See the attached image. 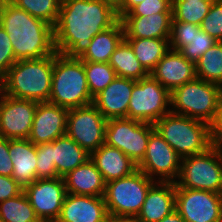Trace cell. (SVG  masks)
<instances>
[{"label":"cell","mask_w":222,"mask_h":222,"mask_svg":"<svg viewBox=\"0 0 222 222\" xmlns=\"http://www.w3.org/2000/svg\"><path fill=\"white\" fill-rule=\"evenodd\" d=\"M119 20L116 3L110 0H62L53 26L56 52L80 58L96 34Z\"/></svg>","instance_id":"obj_1"},{"label":"cell","mask_w":222,"mask_h":222,"mask_svg":"<svg viewBox=\"0 0 222 222\" xmlns=\"http://www.w3.org/2000/svg\"><path fill=\"white\" fill-rule=\"evenodd\" d=\"M0 25L8 33L16 61L40 59L56 53L53 26L31 16L10 0L2 3Z\"/></svg>","instance_id":"obj_2"},{"label":"cell","mask_w":222,"mask_h":222,"mask_svg":"<svg viewBox=\"0 0 222 222\" xmlns=\"http://www.w3.org/2000/svg\"><path fill=\"white\" fill-rule=\"evenodd\" d=\"M53 66L54 54L16 61L0 80V91L14 98L49 102Z\"/></svg>","instance_id":"obj_3"},{"label":"cell","mask_w":222,"mask_h":222,"mask_svg":"<svg viewBox=\"0 0 222 222\" xmlns=\"http://www.w3.org/2000/svg\"><path fill=\"white\" fill-rule=\"evenodd\" d=\"M49 102L68 110L93 103L80 58L54 54Z\"/></svg>","instance_id":"obj_4"},{"label":"cell","mask_w":222,"mask_h":222,"mask_svg":"<svg viewBox=\"0 0 222 222\" xmlns=\"http://www.w3.org/2000/svg\"><path fill=\"white\" fill-rule=\"evenodd\" d=\"M154 127L181 158L203 153L211 147L209 124L201 120L170 112Z\"/></svg>","instance_id":"obj_5"},{"label":"cell","mask_w":222,"mask_h":222,"mask_svg":"<svg viewBox=\"0 0 222 222\" xmlns=\"http://www.w3.org/2000/svg\"><path fill=\"white\" fill-rule=\"evenodd\" d=\"M222 98V86L195 78L171 92V112L210 123Z\"/></svg>","instance_id":"obj_6"},{"label":"cell","mask_w":222,"mask_h":222,"mask_svg":"<svg viewBox=\"0 0 222 222\" xmlns=\"http://www.w3.org/2000/svg\"><path fill=\"white\" fill-rule=\"evenodd\" d=\"M154 183L139 169L126 177L106 183L103 197L110 219L136 218Z\"/></svg>","instance_id":"obj_7"},{"label":"cell","mask_w":222,"mask_h":222,"mask_svg":"<svg viewBox=\"0 0 222 222\" xmlns=\"http://www.w3.org/2000/svg\"><path fill=\"white\" fill-rule=\"evenodd\" d=\"M175 187L222 193V152L211 146L182 158Z\"/></svg>","instance_id":"obj_8"},{"label":"cell","mask_w":222,"mask_h":222,"mask_svg":"<svg viewBox=\"0 0 222 222\" xmlns=\"http://www.w3.org/2000/svg\"><path fill=\"white\" fill-rule=\"evenodd\" d=\"M171 112V93L151 74L137 80L128 105V119L155 124Z\"/></svg>","instance_id":"obj_9"},{"label":"cell","mask_w":222,"mask_h":222,"mask_svg":"<svg viewBox=\"0 0 222 222\" xmlns=\"http://www.w3.org/2000/svg\"><path fill=\"white\" fill-rule=\"evenodd\" d=\"M154 124L128 118L107 120L105 143L121 150L136 165L144 158Z\"/></svg>","instance_id":"obj_10"},{"label":"cell","mask_w":222,"mask_h":222,"mask_svg":"<svg viewBox=\"0 0 222 222\" xmlns=\"http://www.w3.org/2000/svg\"><path fill=\"white\" fill-rule=\"evenodd\" d=\"M107 119L93 103L68 110L66 135L89 154L105 143Z\"/></svg>","instance_id":"obj_11"},{"label":"cell","mask_w":222,"mask_h":222,"mask_svg":"<svg viewBox=\"0 0 222 222\" xmlns=\"http://www.w3.org/2000/svg\"><path fill=\"white\" fill-rule=\"evenodd\" d=\"M181 161V156L155 129L150 134L146 154L137 169L155 182L175 183L180 174Z\"/></svg>","instance_id":"obj_12"},{"label":"cell","mask_w":222,"mask_h":222,"mask_svg":"<svg viewBox=\"0 0 222 222\" xmlns=\"http://www.w3.org/2000/svg\"><path fill=\"white\" fill-rule=\"evenodd\" d=\"M175 210L185 222H222V193L175 187Z\"/></svg>","instance_id":"obj_13"},{"label":"cell","mask_w":222,"mask_h":222,"mask_svg":"<svg viewBox=\"0 0 222 222\" xmlns=\"http://www.w3.org/2000/svg\"><path fill=\"white\" fill-rule=\"evenodd\" d=\"M41 222H56L67 195L63 177L37 179L23 189Z\"/></svg>","instance_id":"obj_14"},{"label":"cell","mask_w":222,"mask_h":222,"mask_svg":"<svg viewBox=\"0 0 222 222\" xmlns=\"http://www.w3.org/2000/svg\"><path fill=\"white\" fill-rule=\"evenodd\" d=\"M38 102L14 98L0 91V137L28 139Z\"/></svg>","instance_id":"obj_15"},{"label":"cell","mask_w":222,"mask_h":222,"mask_svg":"<svg viewBox=\"0 0 222 222\" xmlns=\"http://www.w3.org/2000/svg\"><path fill=\"white\" fill-rule=\"evenodd\" d=\"M68 109L50 102L38 103L28 140L34 145L51 143L66 135Z\"/></svg>","instance_id":"obj_16"},{"label":"cell","mask_w":222,"mask_h":222,"mask_svg":"<svg viewBox=\"0 0 222 222\" xmlns=\"http://www.w3.org/2000/svg\"><path fill=\"white\" fill-rule=\"evenodd\" d=\"M109 220L103 196L67 193L56 222H108Z\"/></svg>","instance_id":"obj_17"},{"label":"cell","mask_w":222,"mask_h":222,"mask_svg":"<svg viewBox=\"0 0 222 222\" xmlns=\"http://www.w3.org/2000/svg\"><path fill=\"white\" fill-rule=\"evenodd\" d=\"M136 80L117 76L93 98V104L107 119L128 118V105Z\"/></svg>","instance_id":"obj_18"},{"label":"cell","mask_w":222,"mask_h":222,"mask_svg":"<svg viewBox=\"0 0 222 222\" xmlns=\"http://www.w3.org/2000/svg\"><path fill=\"white\" fill-rule=\"evenodd\" d=\"M150 74L171 93L196 78L195 63L170 49Z\"/></svg>","instance_id":"obj_19"},{"label":"cell","mask_w":222,"mask_h":222,"mask_svg":"<svg viewBox=\"0 0 222 222\" xmlns=\"http://www.w3.org/2000/svg\"><path fill=\"white\" fill-rule=\"evenodd\" d=\"M173 12L149 16H122L125 38L169 39Z\"/></svg>","instance_id":"obj_20"},{"label":"cell","mask_w":222,"mask_h":222,"mask_svg":"<svg viewBox=\"0 0 222 222\" xmlns=\"http://www.w3.org/2000/svg\"><path fill=\"white\" fill-rule=\"evenodd\" d=\"M175 210V183L155 182L148 190L136 219L141 222H159Z\"/></svg>","instance_id":"obj_21"},{"label":"cell","mask_w":222,"mask_h":222,"mask_svg":"<svg viewBox=\"0 0 222 222\" xmlns=\"http://www.w3.org/2000/svg\"><path fill=\"white\" fill-rule=\"evenodd\" d=\"M105 183L120 179L137 170V165L121 150L106 143L90 154Z\"/></svg>","instance_id":"obj_22"},{"label":"cell","mask_w":222,"mask_h":222,"mask_svg":"<svg viewBox=\"0 0 222 222\" xmlns=\"http://www.w3.org/2000/svg\"><path fill=\"white\" fill-rule=\"evenodd\" d=\"M9 154L13 164L12 178L23 189L37 180L36 145L28 139H9Z\"/></svg>","instance_id":"obj_23"},{"label":"cell","mask_w":222,"mask_h":222,"mask_svg":"<svg viewBox=\"0 0 222 222\" xmlns=\"http://www.w3.org/2000/svg\"><path fill=\"white\" fill-rule=\"evenodd\" d=\"M64 181L67 193L104 196L106 183L91 159L70 171Z\"/></svg>","instance_id":"obj_24"},{"label":"cell","mask_w":222,"mask_h":222,"mask_svg":"<svg viewBox=\"0 0 222 222\" xmlns=\"http://www.w3.org/2000/svg\"><path fill=\"white\" fill-rule=\"evenodd\" d=\"M51 164H55L59 177L90 159V154L67 135L58 137L50 143Z\"/></svg>","instance_id":"obj_25"},{"label":"cell","mask_w":222,"mask_h":222,"mask_svg":"<svg viewBox=\"0 0 222 222\" xmlns=\"http://www.w3.org/2000/svg\"><path fill=\"white\" fill-rule=\"evenodd\" d=\"M124 38L123 25L119 20L113 27L96 34L80 59L88 62L108 63L112 53Z\"/></svg>","instance_id":"obj_26"},{"label":"cell","mask_w":222,"mask_h":222,"mask_svg":"<svg viewBox=\"0 0 222 222\" xmlns=\"http://www.w3.org/2000/svg\"><path fill=\"white\" fill-rule=\"evenodd\" d=\"M131 46L136 58L150 74L157 63L170 50L169 39L124 38Z\"/></svg>","instance_id":"obj_27"},{"label":"cell","mask_w":222,"mask_h":222,"mask_svg":"<svg viewBox=\"0 0 222 222\" xmlns=\"http://www.w3.org/2000/svg\"><path fill=\"white\" fill-rule=\"evenodd\" d=\"M108 63L119 77L137 81L149 75L125 39L114 50Z\"/></svg>","instance_id":"obj_28"},{"label":"cell","mask_w":222,"mask_h":222,"mask_svg":"<svg viewBox=\"0 0 222 222\" xmlns=\"http://www.w3.org/2000/svg\"><path fill=\"white\" fill-rule=\"evenodd\" d=\"M196 78L222 86V42L217 41L195 63Z\"/></svg>","instance_id":"obj_29"},{"label":"cell","mask_w":222,"mask_h":222,"mask_svg":"<svg viewBox=\"0 0 222 222\" xmlns=\"http://www.w3.org/2000/svg\"><path fill=\"white\" fill-rule=\"evenodd\" d=\"M0 220L4 222H41L25 193L0 202Z\"/></svg>","instance_id":"obj_30"},{"label":"cell","mask_w":222,"mask_h":222,"mask_svg":"<svg viewBox=\"0 0 222 222\" xmlns=\"http://www.w3.org/2000/svg\"><path fill=\"white\" fill-rule=\"evenodd\" d=\"M90 95L94 98L104 90L116 77L109 63L83 61Z\"/></svg>","instance_id":"obj_31"},{"label":"cell","mask_w":222,"mask_h":222,"mask_svg":"<svg viewBox=\"0 0 222 222\" xmlns=\"http://www.w3.org/2000/svg\"><path fill=\"white\" fill-rule=\"evenodd\" d=\"M213 1H172L173 20L200 25Z\"/></svg>","instance_id":"obj_32"},{"label":"cell","mask_w":222,"mask_h":222,"mask_svg":"<svg viewBox=\"0 0 222 222\" xmlns=\"http://www.w3.org/2000/svg\"><path fill=\"white\" fill-rule=\"evenodd\" d=\"M18 8L54 26L58 19L62 0H10Z\"/></svg>","instance_id":"obj_33"},{"label":"cell","mask_w":222,"mask_h":222,"mask_svg":"<svg viewBox=\"0 0 222 222\" xmlns=\"http://www.w3.org/2000/svg\"><path fill=\"white\" fill-rule=\"evenodd\" d=\"M199 30L200 25L172 20L169 37L170 49L180 51L191 42Z\"/></svg>","instance_id":"obj_34"},{"label":"cell","mask_w":222,"mask_h":222,"mask_svg":"<svg viewBox=\"0 0 222 222\" xmlns=\"http://www.w3.org/2000/svg\"><path fill=\"white\" fill-rule=\"evenodd\" d=\"M217 41L203 30L195 33L191 42L183 47L179 52L187 59L194 63L211 48Z\"/></svg>","instance_id":"obj_35"},{"label":"cell","mask_w":222,"mask_h":222,"mask_svg":"<svg viewBox=\"0 0 222 222\" xmlns=\"http://www.w3.org/2000/svg\"><path fill=\"white\" fill-rule=\"evenodd\" d=\"M200 29L222 42V0L213 1L209 13L200 24Z\"/></svg>","instance_id":"obj_36"},{"label":"cell","mask_w":222,"mask_h":222,"mask_svg":"<svg viewBox=\"0 0 222 222\" xmlns=\"http://www.w3.org/2000/svg\"><path fill=\"white\" fill-rule=\"evenodd\" d=\"M37 179H55L58 176L55 164H51L50 143L36 145Z\"/></svg>","instance_id":"obj_37"},{"label":"cell","mask_w":222,"mask_h":222,"mask_svg":"<svg viewBox=\"0 0 222 222\" xmlns=\"http://www.w3.org/2000/svg\"><path fill=\"white\" fill-rule=\"evenodd\" d=\"M161 12H173L172 0H144L123 16H149Z\"/></svg>","instance_id":"obj_38"},{"label":"cell","mask_w":222,"mask_h":222,"mask_svg":"<svg viewBox=\"0 0 222 222\" xmlns=\"http://www.w3.org/2000/svg\"><path fill=\"white\" fill-rule=\"evenodd\" d=\"M15 62L16 59L8 33L0 25V80Z\"/></svg>","instance_id":"obj_39"},{"label":"cell","mask_w":222,"mask_h":222,"mask_svg":"<svg viewBox=\"0 0 222 222\" xmlns=\"http://www.w3.org/2000/svg\"><path fill=\"white\" fill-rule=\"evenodd\" d=\"M209 139L211 146L222 152V98L213 120L209 123Z\"/></svg>","instance_id":"obj_40"},{"label":"cell","mask_w":222,"mask_h":222,"mask_svg":"<svg viewBox=\"0 0 222 222\" xmlns=\"http://www.w3.org/2000/svg\"><path fill=\"white\" fill-rule=\"evenodd\" d=\"M13 164L9 154V139L0 137V175L12 177Z\"/></svg>","instance_id":"obj_41"},{"label":"cell","mask_w":222,"mask_h":222,"mask_svg":"<svg viewBox=\"0 0 222 222\" xmlns=\"http://www.w3.org/2000/svg\"><path fill=\"white\" fill-rule=\"evenodd\" d=\"M23 191V188L12 178L0 175V202L15 197Z\"/></svg>","instance_id":"obj_42"},{"label":"cell","mask_w":222,"mask_h":222,"mask_svg":"<svg viewBox=\"0 0 222 222\" xmlns=\"http://www.w3.org/2000/svg\"><path fill=\"white\" fill-rule=\"evenodd\" d=\"M144 0H118L117 6V15L119 19L127 14L134 6L143 2Z\"/></svg>","instance_id":"obj_43"},{"label":"cell","mask_w":222,"mask_h":222,"mask_svg":"<svg viewBox=\"0 0 222 222\" xmlns=\"http://www.w3.org/2000/svg\"><path fill=\"white\" fill-rule=\"evenodd\" d=\"M159 222H185V221L182 219L179 213L176 210H174L171 214L165 216Z\"/></svg>","instance_id":"obj_44"},{"label":"cell","mask_w":222,"mask_h":222,"mask_svg":"<svg viewBox=\"0 0 222 222\" xmlns=\"http://www.w3.org/2000/svg\"><path fill=\"white\" fill-rule=\"evenodd\" d=\"M108 222H126V218L118 219V220L110 219Z\"/></svg>","instance_id":"obj_45"},{"label":"cell","mask_w":222,"mask_h":222,"mask_svg":"<svg viewBox=\"0 0 222 222\" xmlns=\"http://www.w3.org/2000/svg\"><path fill=\"white\" fill-rule=\"evenodd\" d=\"M126 222H141L137 220L136 218H126Z\"/></svg>","instance_id":"obj_46"},{"label":"cell","mask_w":222,"mask_h":222,"mask_svg":"<svg viewBox=\"0 0 222 222\" xmlns=\"http://www.w3.org/2000/svg\"><path fill=\"white\" fill-rule=\"evenodd\" d=\"M172 1H189V0H172ZM190 1H199V0H190ZM200 1H204V0H200Z\"/></svg>","instance_id":"obj_47"},{"label":"cell","mask_w":222,"mask_h":222,"mask_svg":"<svg viewBox=\"0 0 222 222\" xmlns=\"http://www.w3.org/2000/svg\"><path fill=\"white\" fill-rule=\"evenodd\" d=\"M3 2H4V0H0V8H1Z\"/></svg>","instance_id":"obj_48"},{"label":"cell","mask_w":222,"mask_h":222,"mask_svg":"<svg viewBox=\"0 0 222 222\" xmlns=\"http://www.w3.org/2000/svg\"><path fill=\"white\" fill-rule=\"evenodd\" d=\"M110 1H112V2H114V3H116V4H117V2H118V0H110Z\"/></svg>","instance_id":"obj_49"}]
</instances>
